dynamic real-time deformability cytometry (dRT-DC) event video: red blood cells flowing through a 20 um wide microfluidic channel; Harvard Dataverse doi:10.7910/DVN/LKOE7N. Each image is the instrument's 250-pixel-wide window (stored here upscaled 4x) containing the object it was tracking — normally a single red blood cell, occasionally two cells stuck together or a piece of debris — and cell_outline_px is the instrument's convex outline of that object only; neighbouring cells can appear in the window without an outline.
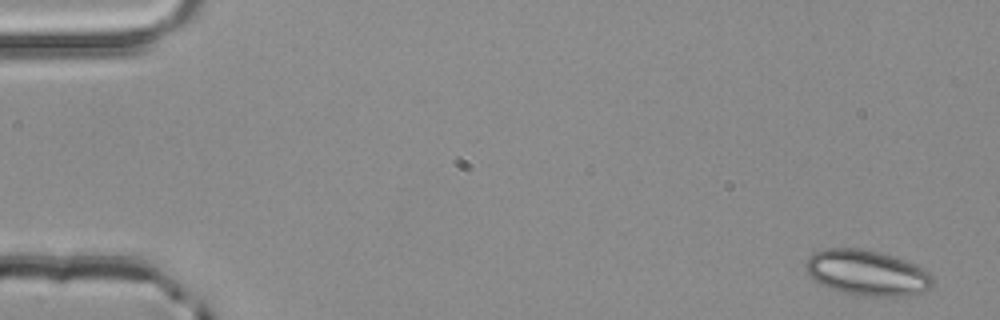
{"species": "common noctule bat (a hibernating species)", "species_latin": "Nyctalus noctula", "temperature_condition": "room temperature", "stored_images_in_passage": 4, "camera_frame_rate_fps": 3000, "um_per_image_px": 0.085, "animal": {"sex": "male", "body_mass_g": 20.4}, "frame": {"image": 1, "passage_image": 1, "time_ms": 0.0, "image_size_px": [1000, 320], "cell_outline_px": [[936, 280], [928, 288], [920, 292], [904, 296], [860, 296], [840, 292], [828, 288], [816, 280], [804, 268], [804, 260], [812, 252], [828, 248], [864, 248], [880, 252], [904, 260], [924, 268]], "centroid_in_image_um": [73.66, 23.18], "position_along_channel_um": 11.3, "area_um2": 33.87}}